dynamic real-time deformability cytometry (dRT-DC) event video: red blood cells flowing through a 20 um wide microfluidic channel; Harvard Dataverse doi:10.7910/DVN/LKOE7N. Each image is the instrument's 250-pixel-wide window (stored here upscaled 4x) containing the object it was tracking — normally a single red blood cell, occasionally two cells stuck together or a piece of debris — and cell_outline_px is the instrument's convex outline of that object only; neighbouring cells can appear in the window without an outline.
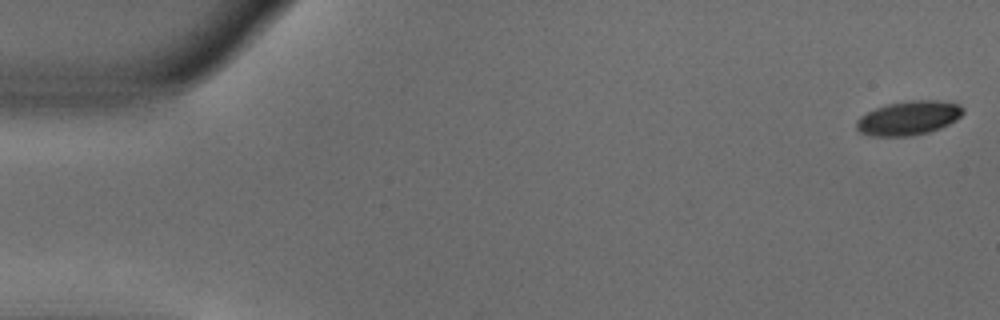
{"species": "common noctule bat (a hibernating species)", "species_latin": "Nyctalus noctula", "temperature_condition": "warm", "stored_images_in_passage": 10, "camera_frame_rate_fps": 3000, "um_per_image_px": 0.085, "animal": {"sex": "male", "body_mass_g": 18.8}, "frame": {"image": 1, "passage_image": 1, "time_ms": 0.0, "image_size_px": [1000, 320], "cell_outline_px": [[964, 112], [956, 120], [940, 128], [928, 132], [908, 136], [872, 136], [860, 132], [856, 128], [856, 120], [860, 116], [876, 108], [888, 104], [912, 100], [936, 100], [960, 104], [964, 108]], "centroid_in_image_um": [77.24, 10.03], "position_along_channel_um": 7.8, "area_um2": 21.1}}